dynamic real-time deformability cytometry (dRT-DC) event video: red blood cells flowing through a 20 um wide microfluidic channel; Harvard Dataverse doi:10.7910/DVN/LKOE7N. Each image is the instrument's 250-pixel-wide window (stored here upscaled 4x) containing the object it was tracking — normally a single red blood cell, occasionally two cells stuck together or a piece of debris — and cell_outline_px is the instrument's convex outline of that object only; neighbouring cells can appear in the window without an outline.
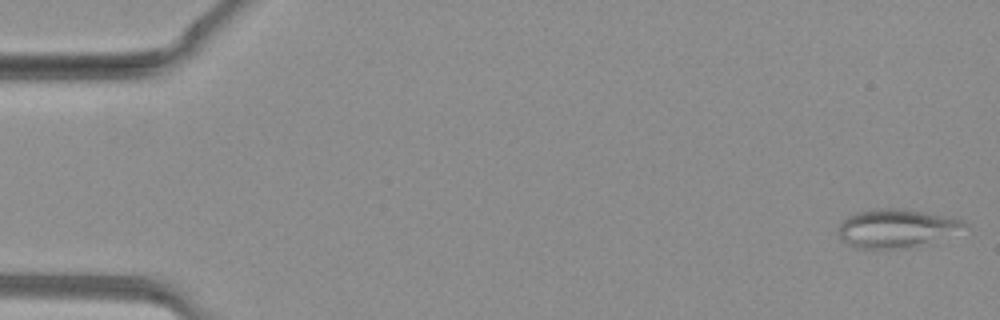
{"species": "common noctule bat (a hibernating species)", "species_latin": "Nyctalus noctula", "temperature_condition": "warm", "stored_images_in_passage": 13, "camera_frame_rate_fps": 3000, "um_per_image_px": 0.085, "animal": {"sex": "female", "body_mass_g": 19.3, "forearm_length_mm": 54.1}, "frame": {"image": 1, "passage_image": 1, "time_ms": 0.0, "image_size_px": [1000, 320], "cell_outline_px": [[972, 228], [916, 248], [856, 248], [840, 240], [836, 232], [840, 224], [848, 216], [856, 212], [872, 208], [904, 208], [956, 216], [964, 220]], "centroid_in_image_um": [76.31, 19.39], "position_along_channel_um": 8.7, "area_um2": 29.59}}